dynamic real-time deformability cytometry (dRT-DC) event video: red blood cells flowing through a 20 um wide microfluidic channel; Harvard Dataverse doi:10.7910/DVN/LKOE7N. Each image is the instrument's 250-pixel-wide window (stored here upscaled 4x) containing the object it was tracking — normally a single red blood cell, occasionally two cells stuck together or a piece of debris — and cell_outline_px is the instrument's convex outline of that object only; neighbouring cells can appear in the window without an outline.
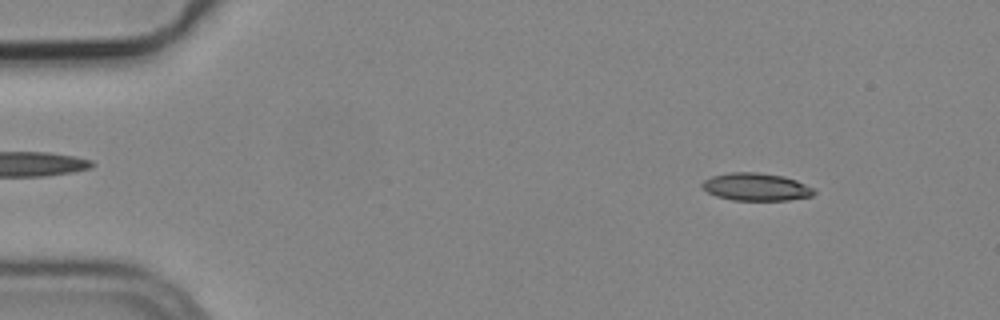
{"species": "common noctule bat (a hibernating species)", "species_latin": "Nyctalus noctula", "temperature_condition": "cold", "stored_images_in_passage": 5, "camera_frame_rate_fps": 3000, "um_per_image_px": 0.085, "animal": {"sex": "male", "body_mass_g": 19.2, "forearm_length_mm": 51.8}, "frame": {"image": 1, "passage_image": 1, "time_ms": 0.0, "image_size_px": [1000, 320], "cell_outline_px": [[816, 192], [812, 196], [788, 200], [732, 200], [716, 196], [708, 192], [700, 184], [704, 180], [712, 176], [732, 172], [756, 172], [784, 176], [796, 180], [816, 188]], "centroid_in_image_um": [64.3, 15.88], "position_along_channel_um": 20.7, "area_um2": 18.09}}
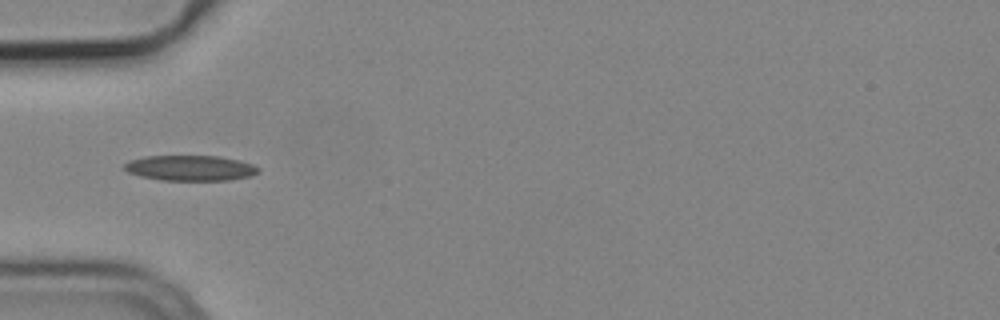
{"frame": {"image": 2, "passage_image": 4, "time_ms": 1.0, "image_size_px": [1000, 320], "cell_outline_px": [[260, 172], [252, 176], [228, 180], [160, 180], [140, 176], [128, 172], [124, 168], [124, 164], [128, 160], [144, 156], [220, 156], [240, 160], [252, 164], [260, 168]], "centroid_in_image_um": [16.19, 14.28], "position_along_channel_um": 68.8, "area_um2": 20.0}}
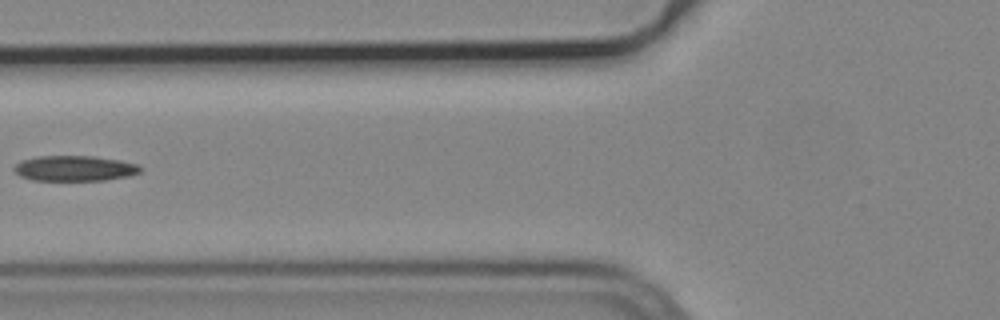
{"frame": {"image": 3, "passage_image": 5, "time_ms": 1.333, "image_size_px": [1000, 320], "cell_outline_px": [[140, 172], [132, 176], [104, 180], [32, 180], [20, 176], [12, 168], [20, 160], [36, 156], [92, 156], [120, 160], [136, 164], [140, 168]], "centroid_in_image_um": [6.32, 14.31], "position_along_channel_um": 119.5, "area_um2": 18.73}}